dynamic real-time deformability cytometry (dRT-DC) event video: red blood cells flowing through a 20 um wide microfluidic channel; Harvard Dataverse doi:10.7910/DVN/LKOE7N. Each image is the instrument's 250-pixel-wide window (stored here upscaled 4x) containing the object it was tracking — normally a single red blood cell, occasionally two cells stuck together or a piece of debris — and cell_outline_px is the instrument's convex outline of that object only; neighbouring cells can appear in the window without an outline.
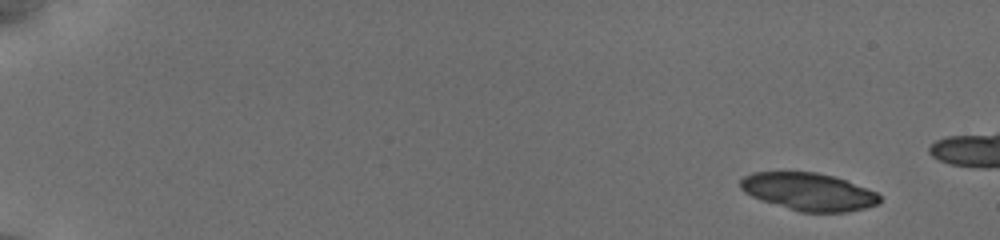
{"species": "common noctule bat (a hibernating species)", "species_latin": "Nyctalus noctula", "temperature_condition": "cold", "stored_images_in_passage": 49, "camera_frame_rate_fps": 3000, "um_per_image_px": 0.085, "animal": {"sex": "female", "body_mass_g": 19.5, "forearm_length_mm": 54.1}, "frame": {"image": 1, "passage_image": 1, "time_ms": 0.0, "image_size_px": [1000, 240], "cell_outline_px": [[880, 204], [848, 212], [800, 212], [752, 196], [744, 192], [740, 188], [740, 180], [744, 176], [752, 172], [816, 172], [836, 176], [876, 192], [880, 196]], "centroid_in_image_um": [68.75, 16.29], "position_along_channel_um": 16.2, "area_um2": 30.4}}